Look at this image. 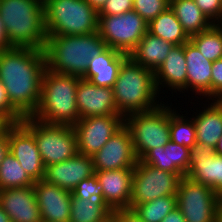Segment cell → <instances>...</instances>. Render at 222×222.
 Returning <instances> with one entry per match:
<instances>
[{"label":"cell","instance_id":"6da1fadb","mask_svg":"<svg viewBox=\"0 0 222 222\" xmlns=\"http://www.w3.org/2000/svg\"><path fill=\"white\" fill-rule=\"evenodd\" d=\"M45 69L44 50L12 46L0 52V80L23 117L33 116L38 109Z\"/></svg>","mask_w":222,"mask_h":222},{"label":"cell","instance_id":"7a4b0ae2","mask_svg":"<svg viewBox=\"0 0 222 222\" xmlns=\"http://www.w3.org/2000/svg\"><path fill=\"white\" fill-rule=\"evenodd\" d=\"M106 48L99 32L47 36L44 48L46 68L54 73L82 78L88 69L89 61Z\"/></svg>","mask_w":222,"mask_h":222},{"label":"cell","instance_id":"3957f363","mask_svg":"<svg viewBox=\"0 0 222 222\" xmlns=\"http://www.w3.org/2000/svg\"><path fill=\"white\" fill-rule=\"evenodd\" d=\"M163 92H158L154 72L130 57L122 63L113 87L117 111L123 117L158 108L164 103L159 96Z\"/></svg>","mask_w":222,"mask_h":222},{"label":"cell","instance_id":"277c9868","mask_svg":"<svg viewBox=\"0 0 222 222\" xmlns=\"http://www.w3.org/2000/svg\"><path fill=\"white\" fill-rule=\"evenodd\" d=\"M0 17L11 46L44 50L47 34L43 0H0Z\"/></svg>","mask_w":222,"mask_h":222},{"label":"cell","instance_id":"5b68a950","mask_svg":"<svg viewBox=\"0 0 222 222\" xmlns=\"http://www.w3.org/2000/svg\"><path fill=\"white\" fill-rule=\"evenodd\" d=\"M79 80L78 76L54 73L46 68L40 104L32 117L47 124L74 126L80 119L76 104Z\"/></svg>","mask_w":222,"mask_h":222},{"label":"cell","instance_id":"8992f818","mask_svg":"<svg viewBox=\"0 0 222 222\" xmlns=\"http://www.w3.org/2000/svg\"><path fill=\"white\" fill-rule=\"evenodd\" d=\"M47 36L98 32V12L86 0H44Z\"/></svg>","mask_w":222,"mask_h":222},{"label":"cell","instance_id":"52a82bcc","mask_svg":"<svg viewBox=\"0 0 222 222\" xmlns=\"http://www.w3.org/2000/svg\"><path fill=\"white\" fill-rule=\"evenodd\" d=\"M124 125L130 131L135 155L141 160L151 149L170 141L168 101L154 110L125 116Z\"/></svg>","mask_w":222,"mask_h":222},{"label":"cell","instance_id":"ba28073f","mask_svg":"<svg viewBox=\"0 0 222 222\" xmlns=\"http://www.w3.org/2000/svg\"><path fill=\"white\" fill-rule=\"evenodd\" d=\"M22 122L34 133L45 167L66 161L78 152L73 126L47 124L32 116L24 117Z\"/></svg>","mask_w":222,"mask_h":222},{"label":"cell","instance_id":"9c48e42d","mask_svg":"<svg viewBox=\"0 0 222 222\" xmlns=\"http://www.w3.org/2000/svg\"><path fill=\"white\" fill-rule=\"evenodd\" d=\"M176 196L186 222H218L222 199L211 187L182 177Z\"/></svg>","mask_w":222,"mask_h":222},{"label":"cell","instance_id":"30bf717a","mask_svg":"<svg viewBox=\"0 0 222 222\" xmlns=\"http://www.w3.org/2000/svg\"><path fill=\"white\" fill-rule=\"evenodd\" d=\"M98 32L107 47L130 54L148 32V23L134 10L99 16Z\"/></svg>","mask_w":222,"mask_h":222},{"label":"cell","instance_id":"8fae6325","mask_svg":"<svg viewBox=\"0 0 222 222\" xmlns=\"http://www.w3.org/2000/svg\"><path fill=\"white\" fill-rule=\"evenodd\" d=\"M183 174L155 168L138 160L132 177L130 208L167 195H176Z\"/></svg>","mask_w":222,"mask_h":222},{"label":"cell","instance_id":"7c38bea8","mask_svg":"<svg viewBox=\"0 0 222 222\" xmlns=\"http://www.w3.org/2000/svg\"><path fill=\"white\" fill-rule=\"evenodd\" d=\"M124 125L122 115L90 116L79 119L73 126L77 136V150L92 156Z\"/></svg>","mask_w":222,"mask_h":222},{"label":"cell","instance_id":"4fadbf2b","mask_svg":"<svg viewBox=\"0 0 222 222\" xmlns=\"http://www.w3.org/2000/svg\"><path fill=\"white\" fill-rule=\"evenodd\" d=\"M8 145L9 152L34 182L44 179L46 167L38 150L34 133L23 122L11 123L8 126Z\"/></svg>","mask_w":222,"mask_h":222},{"label":"cell","instance_id":"5bb4252c","mask_svg":"<svg viewBox=\"0 0 222 222\" xmlns=\"http://www.w3.org/2000/svg\"><path fill=\"white\" fill-rule=\"evenodd\" d=\"M95 171L117 170L134 168L138 161L128 128L123 125L105 143V145L92 155Z\"/></svg>","mask_w":222,"mask_h":222},{"label":"cell","instance_id":"9a60e30c","mask_svg":"<svg viewBox=\"0 0 222 222\" xmlns=\"http://www.w3.org/2000/svg\"><path fill=\"white\" fill-rule=\"evenodd\" d=\"M190 167L186 178L211 187L218 195H222V155L215 149L195 143L189 150Z\"/></svg>","mask_w":222,"mask_h":222},{"label":"cell","instance_id":"2e32d148","mask_svg":"<svg viewBox=\"0 0 222 222\" xmlns=\"http://www.w3.org/2000/svg\"><path fill=\"white\" fill-rule=\"evenodd\" d=\"M76 104L80 119L90 116L120 115L113 88L100 87L82 78L76 87Z\"/></svg>","mask_w":222,"mask_h":222},{"label":"cell","instance_id":"e0dca14e","mask_svg":"<svg viewBox=\"0 0 222 222\" xmlns=\"http://www.w3.org/2000/svg\"><path fill=\"white\" fill-rule=\"evenodd\" d=\"M33 187L42 222L70 221L71 191L49 184L45 180L36 181Z\"/></svg>","mask_w":222,"mask_h":222},{"label":"cell","instance_id":"ac0fdd59","mask_svg":"<svg viewBox=\"0 0 222 222\" xmlns=\"http://www.w3.org/2000/svg\"><path fill=\"white\" fill-rule=\"evenodd\" d=\"M95 174L92 156L77 152L66 161L46 166L44 179L47 183L72 191L83 179Z\"/></svg>","mask_w":222,"mask_h":222},{"label":"cell","instance_id":"d6986e66","mask_svg":"<svg viewBox=\"0 0 222 222\" xmlns=\"http://www.w3.org/2000/svg\"><path fill=\"white\" fill-rule=\"evenodd\" d=\"M0 207L11 222H42L33 185L0 190Z\"/></svg>","mask_w":222,"mask_h":222},{"label":"cell","instance_id":"ffe728a7","mask_svg":"<svg viewBox=\"0 0 222 222\" xmlns=\"http://www.w3.org/2000/svg\"><path fill=\"white\" fill-rule=\"evenodd\" d=\"M134 168L95 171L103 198L114 211L130 209Z\"/></svg>","mask_w":222,"mask_h":222},{"label":"cell","instance_id":"44dd1931","mask_svg":"<svg viewBox=\"0 0 222 222\" xmlns=\"http://www.w3.org/2000/svg\"><path fill=\"white\" fill-rule=\"evenodd\" d=\"M186 58V91L195 94L192 97L211 100V69L213 62L205 58L190 42L185 43ZM200 97H198V96ZM203 96V97H202Z\"/></svg>","mask_w":222,"mask_h":222},{"label":"cell","instance_id":"7402d4cb","mask_svg":"<svg viewBox=\"0 0 222 222\" xmlns=\"http://www.w3.org/2000/svg\"><path fill=\"white\" fill-rule=\"evenodd\" d=\"M186 68L185 43L174 45L163 64L154 73L158 92L160 93L166 87L172 97L173 92L178 94L177 91L183 95L186 92Z\"/></svg>","mask_w":222,"mask_h":222},{"label":"cell","instance_id":"603a6c76","mask_svg":"<svg viewBox=\"0 0 222 222\" xmlns=\"http://www.w3.org/2000/svg\"><path fill=\"white\" fill-rule=\"evenodd\" d=\"M128 54L107 47L89 61L88 69L82 79L100 87H114L122 63Z\"/></svg>","mask_w":222,"mask_h":222},{"label":"cell","instance_id":"cb8c5ba5","mask_svg":"<svg viewBox=\"0 0 222 222\" xmlns=\"http://www.w3.org/2000/svg\"><path fill=\"white\" fill-rule=\"evenodd\" d=\"M189 148L173 141L151 149L141 161L155 168L175 174H185L190 167Z\"/></svg>","mask_w":222,"mask_h":222},{"label":"cell","instance_id":"d4e9b609","mask_svg":"<svg viewBox=\"0 0 222 222\" xmlns=\"http://www.w3.org/2000/svg\"><path fill=\"white\" fill-rule=\"evenodd\" d=\"M205 101L201 105L203 109L197 110V107L191 116L196 130V143L215 148L222 135V109L214 100Z\"/></svg>","mask_w":222,"mask_h":222},{"label":"cell","instance_id":"484cf974","mask_svg":"<svg viewBox=\"0 0 222 222\" xmlns=\"http://www.w3.org/2000/svg\"><path fill=\"white\" fill-rule=\"evenodd\" d=\"M174 45L147 32L129 57L137 64L155 71L163 64Z\"/></svg>","mask_w":222,"mask_h":222},{"label":"cell","instance_id":"4316f807","mask_svg":"<svg viewBox=\"0 0 222 222\" xmlns=\"http://www.w3.org/2000/svg\"><path fill=\"white\" fill-rule=\"evenodd\" d=\"M112 214L103 195H92L87 200L72 196L69 222H111Z\"/></svg>","mask_w":222,"mask_h":222},{"label":"cell","instance_id":"83f0119b","mask_svg":"<svg viewBox=\"0 0 222 222\" xmlns=\"http://www.w3.org/2000/svg\"><path fill=\"white\" fill-rule=\"evenodd\" d=\"M170 8L188 37L207 30L213 25L194 0H170Z\"/></svg>","mask_w":222,"mask_h":222},{"label":"cell","instance_id":"f1b7e54d","mask_svg":"<svg viewBox=\"0 0 222 222\" xmlns=\"http://www.w3.org/2000/svg\"><path fill=\"white\" fill-rule=\"evenodd\" d=\"M148 32L173 45H183L189 41L188 35L170 7L148 23Z\"/></svg>","mask_w":222,"mask_h":222},{"label":"cell","instance_id":"f546056e","mask_svg":"<svg viewBox=\"0 0 222 222\" xmlns=\"http://www.w3.org/2000/svg\"><path fill=\"white\" fill-rule=\"evenodd\" d=\"M189 41L208 60L222 59V25L213 24L207 30L189 37Z\"/></svg>","mask_w":222,"mask_h":222},{"label":"cell","instance_id":"4dcf8cb0","mask_svg":"<svg viewBox=\"0 0 222 222\" xmlns=\"http://www.w3.org/2000/svg\"><path fill=\"white\" fill-rule=\"evenodd\" d=\"M170 105V140L189 149L196 143V130L192 117L180 114L179 109ZM178 109V111H177ZM184 115V116H183ZM186 115V116H185Z\"/></svg>","mask_w":222,"mask_h":222},{"label":"cell","instance_id":"1f68e13d","mask_svg":"<svg viewBox=\"0 0 222 222\" xmlns=\"http://www.w3.org/2000/svg\"><path fill=\"white\" fill-rule=\"evenodd\" d=\"M34 183L18 160L8 151L0 163V190L32 186Z\"/></svg>","mask_w":222,"mask_h":222},{"label":"cell","instance_id":"d6a6232c","mask_svg":"<svg viewBox=\"0 0 222 222\" xmlns=\"http://www.w3.org/2000/svg\"><path fill=\"white\" fill-rule=\"evenodd\" d=\"M176 207L177 196L167 195L143 204L133 205L130 209H132L143 222H161Z\"/></svg>","mask_w":222,"mask_h":222},{"label":"cell","instance_id":"836d02e7","mask_svg":"<svg viewBox=\"0 0 222 222\" xmlns=\"http://www.w3.org/2000/svg\"><path fill=\"white\" fill-rule=\"evenodd\" d=\"M170 7V0H133V10L147 23Z\"/></svg>","mask_w":222,"mask_h":222},{"label":"cell","instance_id":"e575fe53","mask_svg":"<svg viewBox=\"0 0 222 222\" xmlns=\"http://www.w3.org/2000/svg\"><path fill=\"white\" fill-rule=\"evenodd\" d=\"M73 197L89 199L92 195H103L97 176L93 174L89 178L83 179L71 191Z\"/></svg>","mask_w":222,"mask_h":222},{"label":"cell","instance_id":"d590c367","mask_svg":"<svg viewBox=\"0 0 222 222\" xmlns=\"http://www.w3.org/2000/svg\"><path fill=\"white\" fill-rule=\"evenodd\" d=\"M0 116L10 123L22 122L24 117L12 106L7 91L0 80Z\"/></svg>","mask_w":222,"mask_h":222},{"label":"cell","instance_id":"8d00e7d4","mask_svg":"<svg viewBox=\"0 0 222 222\" xmlns=\"http://www.w3.org/2000/svg\"><path fill=\"white\" fill-rule=\"evenodd\" d=\"M213 24H222V0H194Z\"/></svg>","mask_w":222,"mask_h":222},{"label":"cell","instance_id":"74e56055","mask_svg":"<svg viewBox=\"0 0 222 222\" xmlns=\"http://www.w3.org/2000/svg\"><path fill=\"white\" fill-rule=\"evenodd\" d=\"M133 10V0H107L98 16L121 15Z\"/></svg>","mask_w":222,"mask_h":222},{"label":"cell","instance_id":"f35d334b","mask_svg":"<svg viewBox=\"0 0 222 222\" xmlns=\"http://www.w3.org/2000/svg\"><path fill=\"white\" fill-rule=\"evenodd\" d=\"M222 95V59L213 62L211 69V100Z\"/></svg>","mask_w":222,"mask_h":222},{"label":"cell","instance_id":"ab89813d","mask_svg":"<svg viewBox=\"0 0 222 222\" xmlns=\"http://www.w3.org/2000/svg\"><path fill=\"white\" fill-rule=\"evenodd\" d=\"M111 222H143L132 209L114 210L111 216Z\"/></svg>","mask_w":222,"mask_h":222},{"label":"cell","instance_id":"60d3db41","mask_svg":"<svg viewBox=\"0 0 222 222\" xmlns=\"http://www.w3.org/2000/svg\"><path fill=\"white\" fill-rule=\"evenodd\" d=\"M161 222H186L178 207L174 208Z\"/></svg>","mask_w":222,"mask_h":222},{"label":"cell","instance_id":"b9f144b4","mask_svg":"<svg viewBox=\"0 0 222 222\" xmlns=\"http://www.w3.org/2000/svg\"><path fill=\"white\" fill-rule=\"evenodd\" d=\"M8 151H9V145H8V127H7L6 132L0 137V163L2 162Z\"/></svg>","mask_w":222,"mask_h":222},{"label":"cell","instance_id":"7bdbcfd3","mask_svg":"<svg viewBox=\"0 0 222 222\" xmlns=\"http://www.w3.org/2000/svg\"><path fill=\"white\" fill-rule=\"evenodd\" d=\"M11 47L12 46L8 42V37L6 35V31L4 29L3 22L0 17V52Z\"/></svg>","mask_w":222,"mask_h":222},{"label":"cell","instance_id":"ee69618b","mask_svg":"<svg viewBox=\"0 0 222 222\" xmlns=\"http://www.w3.org/2000/svg\"><path fill=\"white\" fill-rule=\"evenodd\" d=\"M97 12H99L107 0H86Z\"/></svg>","mask_w":222,"mask_h":222},{"label":"cell","instance_id":"f6af8a7d","mask_svg":"<svg viewBox=\"0 0 222 222\" xmlns=\"http://www.w3.org/2000/svg\"><path fill=\"white\" fill-rule=\"evenodd\" d=\"M10 124L11 123L8 120L0 116V137L6 132V129Z\"/></svg>","mask_w":222,"mask_h":222},{"label":"cell","instance_id":"bcb514c9","mask_svg":"<svg viewBox=\"0 0 222 222\" xmlns=\"http://www.w3.org/2000/svg\"><path fill=\"white\" fill-rule=\"evenodd\" d=\"M0 222H11V219L1 207H0Z\"/></svg>","mask_w":222,"mask_h":222},{"label":"cell","instance_id":"7dc6e473","mask_svg":"<svg viewBox=\"0 0 222 222\" xmlns=\"http://www.w3.org/2000/svg\"><path fill=\"white\" fill-rule=\"evenodd\" d=\"M214 149L216 154L222 155V135L220 136Z\"/></svg>","mask_w":222,"mask_h":222},{"label":"cell","instance_id":"c3c4849f","mask_svg":"<svg viewBox=\"0 0 222 222\" xmlns=\"http://www.w3.org/2000/svg\"><path fill=\"white\" fill-rule=\"evenodd\" d=\"M218 222H222V201L220 203V208L218 213Z\"/></svg>","mask_w":222,"mask_h":222},{"label":"cell","instance_id":"681fc988","mask_svg":"<svg viewBox=\"0 0 222 222\" xmlns=\"http://www.w3.org/2000/svg\"><path fill=\"white\" fill-rule=\"evenodd\" d=\"M214 101L221 107L222 109V95L215 98Z\"/></svg>","mask_w":222,"mask_h":222}]
</instances>
